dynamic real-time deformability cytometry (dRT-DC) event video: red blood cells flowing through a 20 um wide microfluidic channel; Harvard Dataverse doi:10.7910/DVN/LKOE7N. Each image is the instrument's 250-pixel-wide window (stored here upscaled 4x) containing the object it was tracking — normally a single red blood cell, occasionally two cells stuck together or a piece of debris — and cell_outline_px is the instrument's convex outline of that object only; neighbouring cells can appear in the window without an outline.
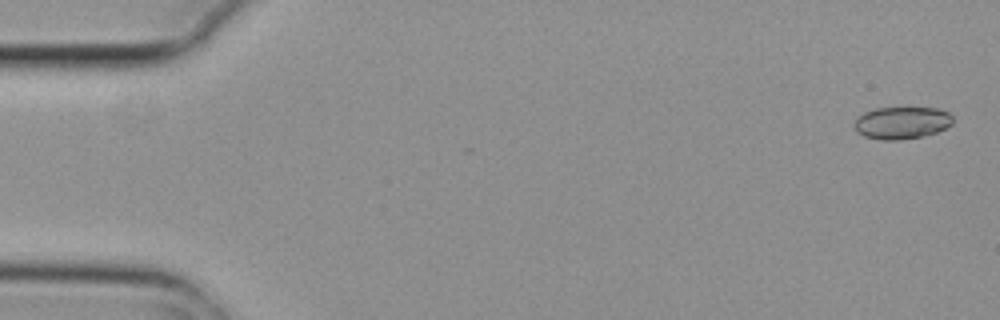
{"species": "common noctule bat (a hibernating species)", "species_latin": "Nyctalus noctula", "temperature_condition": "cold", "stored_images_in_passage": 5, "camera_frame_rate_fps": 3000, "um_per_image_px": 0.085, "animal": {"sex": "female", "body_mass_g": 29.2, "forearm_length_mm": 56.3}, "frame": {"image": 1, "passage_image": 1, "time_ms": 0.0, "image_size_px": [1000, 320], "cell_outline_px": [[952, 124], [936, 132], [920, 136], [900, 140], [880, 140], [864, 136], [856, 132], [856, 116], [864, 112], [876, 108], [936, 108], [948, 112], [952, 116]], "centroid_in_image_um": [76.62, 10.43], "position_along_channel_um": 8.4, "area_um2": 18.38}}
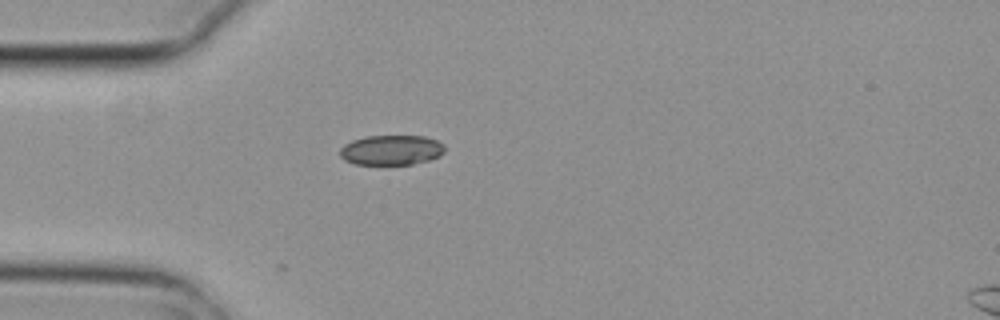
{"frame": {"image": 2, "passage_image": 5, "time_ms": 1.333, "image_size_px": [1000, 320], "cell_outline_px": [[444, 152], [440, 156], [428, 160], [412, 164], [356, 164], [344, 160], [340, 156], [340, 148], [344, 144], [352, 140], [364, 136], [424, 136], [436, 140], [444, 144]], "centroid_in_image_um": [33.25, 12.75], "position_along_channel_um": 51.7, "area_um2": 18.32}}